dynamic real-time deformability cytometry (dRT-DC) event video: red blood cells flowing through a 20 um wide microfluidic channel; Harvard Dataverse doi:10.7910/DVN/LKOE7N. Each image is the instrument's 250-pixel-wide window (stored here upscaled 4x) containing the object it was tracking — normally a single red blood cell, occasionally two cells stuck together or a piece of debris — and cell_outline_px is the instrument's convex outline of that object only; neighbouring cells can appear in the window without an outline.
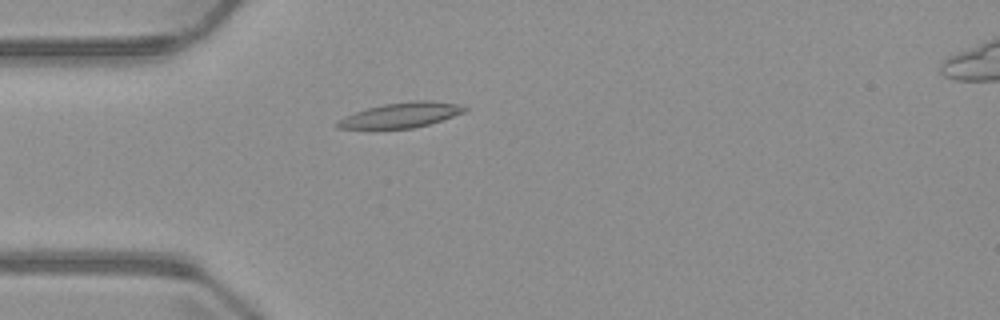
{"species": "common noctule bat (a hibernating species)", "species_latin": "Nyctalus noctula", "temperature_condition": "warm", "stored_images_in_passage": 4, "camera_frame_rate_fps": 3000, "um_per_image_px": 0.085, "animal": {"sex": "male", "body_mass_g": 23.1, "forearm_length_mm": 52.7}, "frame": {"image": 1, "passage_image": 4, "time_ms": 3.667, "image_size_px": [1000, 320], "cell_outline_px": [[468, 108], [464, 112], [428, 124], [412, 128], [336, 128], [332, 124], [344, 116], [368, 108], [384, 104], [412, 100], [432, 100], [460, 104]], "centroid_in_image_um": [34.07, 9.77], "position_along_channel_um": 50.9, "area_um2": 18.44}}